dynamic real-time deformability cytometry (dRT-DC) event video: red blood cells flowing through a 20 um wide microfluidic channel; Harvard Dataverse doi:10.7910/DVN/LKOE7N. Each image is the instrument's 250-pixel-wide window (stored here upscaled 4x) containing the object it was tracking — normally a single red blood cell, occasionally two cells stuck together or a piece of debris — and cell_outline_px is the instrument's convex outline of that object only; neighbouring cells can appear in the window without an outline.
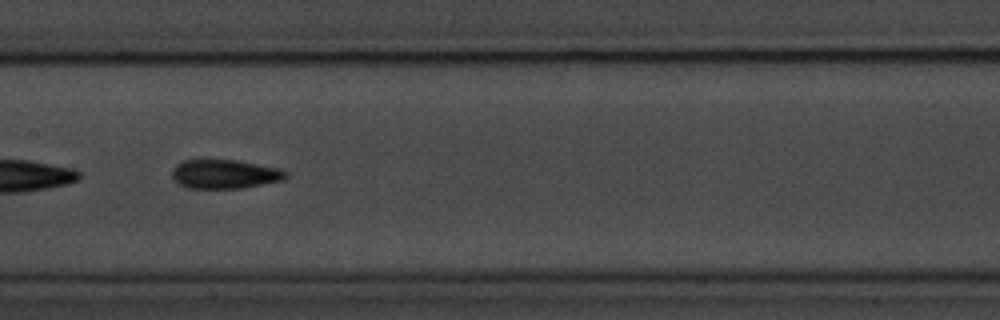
{"species": "common noctule bat (a hibernating species)", "species_latin": "Nyctalus noctula", "temperature_condition": "room temperature", "stored_images_in_passage": 14, "camera_frame_rate_fps": 3000, "um_per_image_px": 0.085, "animal": {"sex": "male", "body_mass_g": 20.1, "forearm_length_mm": 53.5}, "frame": {"image": 1, "passage_image": 7, "time_ms": 7.667, "image_size_px": [1000, 320], "cell_outline_px": [[288, 176], [284, 180], [240, 188], [188, 188], [180, 184], [172, 176], [172, 168], [176, 164], [184, 160], [236, 160], [280, 168], [288, 172]], "centroid_in_image_um": [19.12, 14.79], "position_along_channel_um": 188.3, "area_um2": 19.19}}
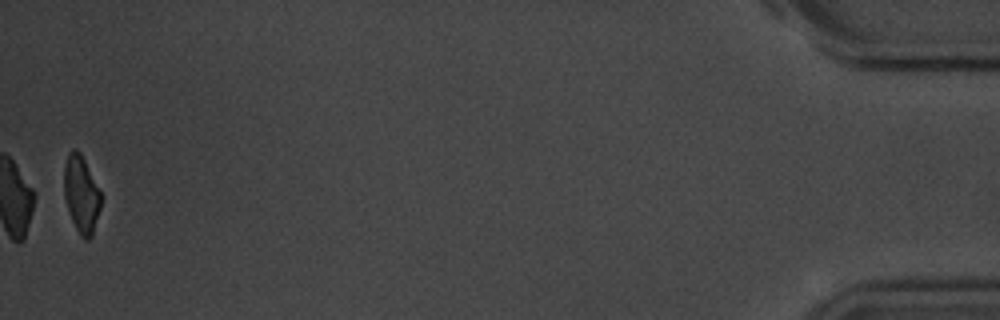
{"frame": {"image": 2, "passage_image": 14, "time_ms": 16.667, "image_size_px": [1000, 320], "cell_outline_px": [[104, 196], [92, 236], [88, 240], [84, 240], [80, 236], [68, 212], [64, 196], [64, 168], [68, 152], [72, 148], [76, 148], [80, 152]], "centroid_in_image_um": [6.93, 16.51], "position_along_channel_um": 428.3, "area_um2": 16.99}, "authors_computed_cell_mechanics": {"area_um2": 18.9295, "velocity_mm_per_s": 3.7031, "shape_relaxation_time_tau1_ms": 4.5543, "shape_relaxation_time_tau2_ms": 7.5265, "deformation_change_tau1": 0.1512, "deformation_change_tau2": 0.1711}}